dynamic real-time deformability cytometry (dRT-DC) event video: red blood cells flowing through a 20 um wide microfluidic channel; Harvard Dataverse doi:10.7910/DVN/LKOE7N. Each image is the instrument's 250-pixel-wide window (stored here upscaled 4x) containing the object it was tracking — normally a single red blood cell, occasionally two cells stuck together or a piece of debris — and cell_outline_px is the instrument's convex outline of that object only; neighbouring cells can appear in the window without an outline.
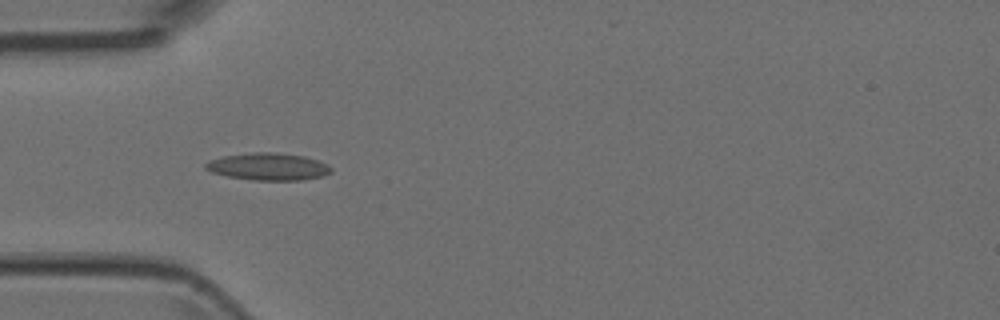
{"species": "Egyptian fruit bat (a non-hibernating species)", "species_latin": "Rousettus aegyptiacus", "temperature_condition": "room temperature", "stored_images_in_passage": 5, "camera_frame_rate_fps": 3000, "um_per_image_px": 0.085, "animal": {"sex": "female"}, "frame": {"image": 1, "passage_image": 4, "time_ms": 1.0, "image_size_px": [1000, 320], "cell_outline_px": [[332, 172], [324, 176], [300, 180], [252, 180], [228, 176], [212, 172], [204, 168], [204, 164], [208, 160], [224, 156], [252, 152], [276, 152], [304, 156], [328, 164], [332, 168]], "centroid_in_image_um": [22.8, 14.16], "position_along_channel_um": 62.2, "area_um2": 20.0}}
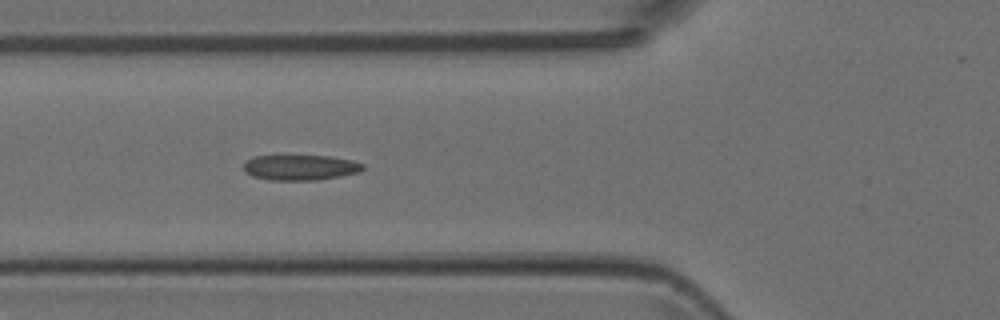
{"frame": {"image": 2, "passage_image": 5, "time_ms": 1.333, "image_size_px": [1000, 320], "cell_outline_px": [[364, 168], [360, 172], [340, 176], [316, 180], [272, 180], [252, 176], [244, 172], [244, 164], [252, 156], [328, 156], [352, 160], [364, 164]], "centroid_in_image_um": [25.53, 14.24], "position_along_channel_um": 100.3, "area_um2": 17.57}}